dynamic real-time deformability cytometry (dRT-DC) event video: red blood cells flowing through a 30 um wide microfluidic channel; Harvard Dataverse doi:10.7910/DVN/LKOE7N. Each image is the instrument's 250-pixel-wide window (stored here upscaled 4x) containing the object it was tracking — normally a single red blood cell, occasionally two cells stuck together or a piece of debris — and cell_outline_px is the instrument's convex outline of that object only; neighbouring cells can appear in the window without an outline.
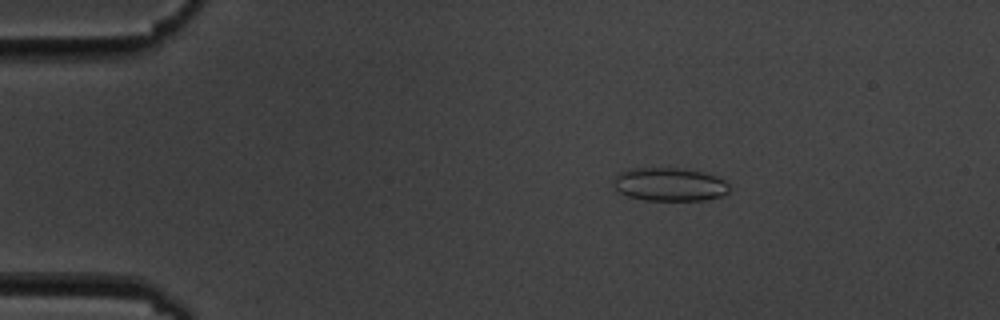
{"species": "common noctule bat (a hibernating species)", "species_latin": "Nyctalus noctula", "temperature_condition": "cold", "stored_images_in_passage": 5, "camera_frame_rate_fps": 3000, "um_per_image_px": 0.085, "animal": {"sex": "male", "body_mass_g": 19.5, "forearm_length_mm": 54.6}, "frame": {"image": 1, "passage_image": 3, "time_ms": 2.333, "image_size_px": [1000, 320], "cell_outline_px": [[728, 192], [720, 196], [704, 200], [644, 200], [628, 196], [620, 192], [612, 184], [616, 176], [620, 172], [628, 168], [676, 168], [704, 172], [716, 176], [724, 180], [728, 184]], "centroid_in_image_um": [56.89, 15.67], "position_along_channel_um": 28.1, "area_um2": 22.43}}